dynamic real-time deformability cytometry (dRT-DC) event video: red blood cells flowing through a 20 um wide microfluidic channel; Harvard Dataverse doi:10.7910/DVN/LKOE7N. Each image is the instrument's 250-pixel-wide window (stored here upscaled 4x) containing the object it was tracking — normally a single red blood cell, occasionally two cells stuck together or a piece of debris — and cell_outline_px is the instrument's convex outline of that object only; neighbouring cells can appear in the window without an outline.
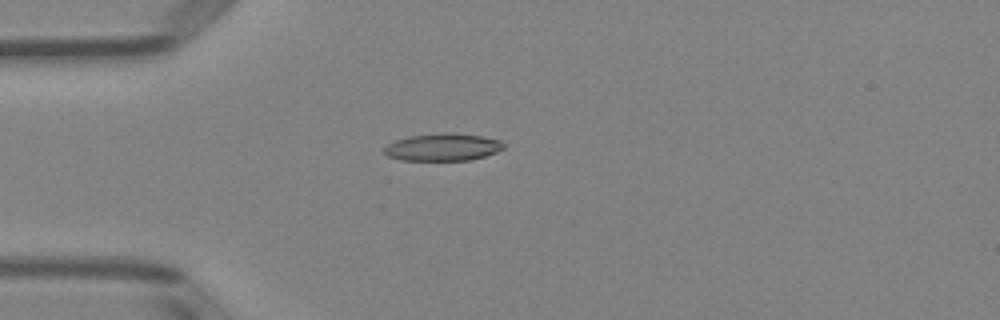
{"species": "Egyptian fruit bat (a non-hibernating species)", "species_latin": "Rousettus aegyptiacus", "temperature_condition": "room temperature", "stored_images_in_passage": 5, "camera_frame_rate_fps": 3000, "um_per_image_px": 0.085, "animal": {"sex": "female"}, "frame": {"image": 1, "passage_image": 4, "time_ms": 4.333, "image_size_px": [1000, 320], "cell_outline_px": [[504, 148], [496, 152], [484, 156], [468, 160], [400, 160], [388, 156], [384, 152], [384, 148], [388, 144], [396, 140], [412, 136], [436, 132], [452, 132], [484, 136], [500, 140], [504, 144]], "centroid_in_image_um": [37.65, 12.49], "position_along_channel_um": 47.3, "area_um2": 19.13}}